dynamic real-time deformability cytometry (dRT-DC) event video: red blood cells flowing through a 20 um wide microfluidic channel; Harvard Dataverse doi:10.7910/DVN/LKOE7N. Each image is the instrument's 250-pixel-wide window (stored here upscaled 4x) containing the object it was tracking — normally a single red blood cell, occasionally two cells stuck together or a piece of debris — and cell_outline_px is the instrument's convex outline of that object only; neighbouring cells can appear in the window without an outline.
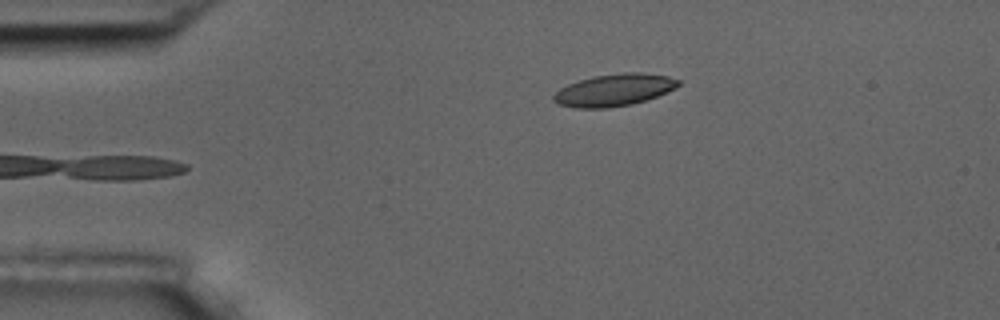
{"species": "common noctule bat (a hibernating species)", "species_latin": "Nyctalus noctula", "temperature_condition": "room temperature", "stored_images_in_passage": 5, "camera_frame_rate_fps": 3000, "um_per_image_px": 0.085, "animal": {"sex": "male", "body_mass_g": 17.5, "forearm_length_mm": 52.3}, "frame": {"image": 1, "passage_image": 5, "time_ms": 4.667, "image_size_px": [1000, 320], "cell_outline_px": [[680, 84], [676, 88], [656, 96], [632, 104], [608, 108], [576, 108], [560, 104], [552, 100], [552, 96], [560, 88], [568, 84], [592, 76], [624, 72], [640, 72], [668, 76], [680, 80]], "centroid_in_image_um": [52.19, 7.64], "position_along_channel_um": 32.8, "area_um2": 23.29}}